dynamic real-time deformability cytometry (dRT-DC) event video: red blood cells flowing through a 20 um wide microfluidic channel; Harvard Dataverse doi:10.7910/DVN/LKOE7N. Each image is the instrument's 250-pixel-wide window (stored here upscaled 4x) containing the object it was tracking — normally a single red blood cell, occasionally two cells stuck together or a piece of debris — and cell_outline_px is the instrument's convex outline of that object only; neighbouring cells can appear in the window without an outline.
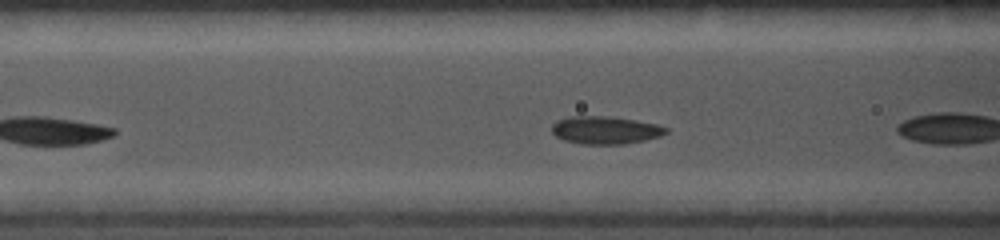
{"species": "common noctule bat (a hibernating species)", "species_latin": "Nyctalus noctula", "temperature_condition": "cold", "stored_images_in_passage": 13, "camera_frame_rate_fps": 5000, "um_per_image_px": 0.085, "animal": {"sex": "female", "body_mass_g": 19.0, "forearm_length_mm": 56.7}, "frame": {"image": 1, "passage_image": 8, "time_ms": 1.4, "image_size_px": [1000, 240], "cell_outline_px": [[668, 132], [660, 136], [644, 140], [624, 144], [580, 144], [564, 140], [556, 136], [552, 132], [552, 124], [556, 120], [568, 116], [604, 116], [636, 120], [656, 124], [668, 128]], "centroid_in_image_um": [51.43, 11.06], "position_along_channel_um": 115.2, "area_um2": 18.5}}